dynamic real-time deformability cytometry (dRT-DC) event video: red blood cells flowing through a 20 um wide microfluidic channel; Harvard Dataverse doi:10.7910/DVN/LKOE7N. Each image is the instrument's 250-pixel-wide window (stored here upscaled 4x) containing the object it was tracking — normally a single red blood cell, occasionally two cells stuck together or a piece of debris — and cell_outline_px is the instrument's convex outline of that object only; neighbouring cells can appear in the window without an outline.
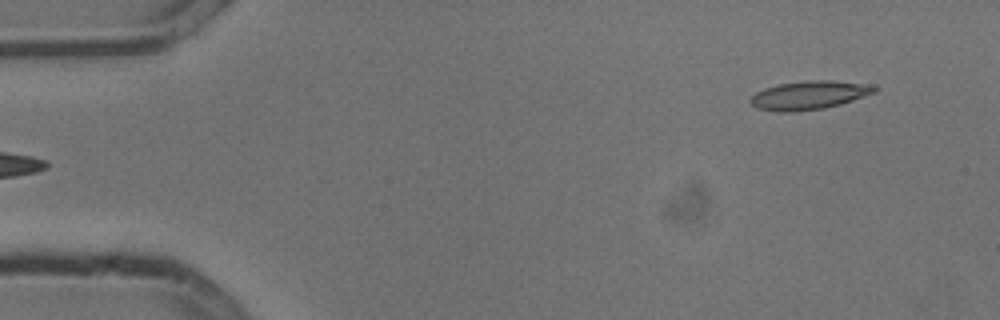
{"species": "common noctule bat (a hibernating species)", "species_latin": "Nyctalus noctula", "temperature_condition": "cold", "stored_images_in_passage": 5, "segment_of_instrument_passage": [2, 2], "camera_frame_rate_fps": 3000, "um_per_image_px": 0.085, "animal": {"sex": "male", "body_mass_g": 13.3}, "frame": {"image": 1, "passage_image": 5, "time_ms": 1.333, "image_size_px": [1000, 320], "cell_outline_px": [[876, 92], [840, 104], [824, 108], [796, 112], [776, 112], [756, 108], [748, 100], [756, 92], [764, 88], [780, 84], [808, 80], [832, 80], [860, 84], [876, 88]], "centroid_in_image_um": [68.68, 8.11], "position_along_channel_um": 16.3, "area_um2": 20.4}}